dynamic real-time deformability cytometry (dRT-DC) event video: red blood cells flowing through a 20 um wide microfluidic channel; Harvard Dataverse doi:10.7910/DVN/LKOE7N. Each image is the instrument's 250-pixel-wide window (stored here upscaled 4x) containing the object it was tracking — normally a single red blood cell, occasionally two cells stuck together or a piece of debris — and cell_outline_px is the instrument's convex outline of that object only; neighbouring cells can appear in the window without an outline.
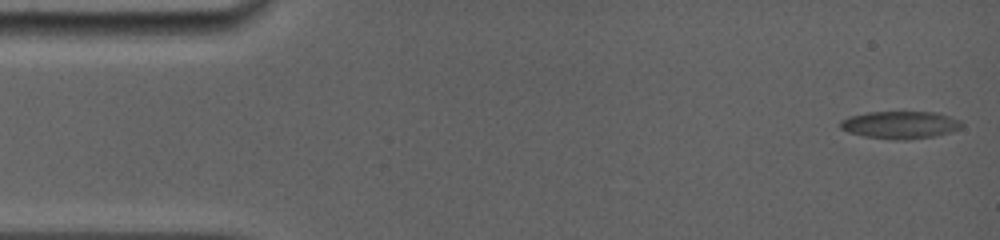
{"species": "common noctule bat (a hibernating species)", "species_latin": "Nyctalus noctula", "temperature_condition": "room temperature", "stored_images_in_passage": 32, "camera_frame_rate_fps": 5000, "um_per_image_px": 0.085, "animal": {"sex": "female", "body_mass_g": 19.0, "forearm_length_mm": 56.7}, "frame": {"image": 1, "passage_image": 1, "time_ms": 0.0, "image_size_px": [1000, 240], "cell_outline_px": [[964, 124], [960, 128], [936, 136], [908, 140], [892, 140], [864, 136], [848, 132], [840, 128], [840, 120], [848, 116], [868, 112], [936, 112], [960, 120]], "centroid_in_image_um": [76.49, 10.62], "position_along_channel_um": 8.5, "area_um2": 19.59}}
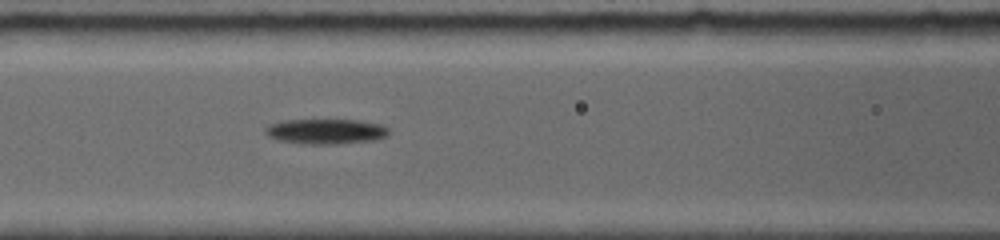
{"frame": {"image": 2, "passage_image": 14, "time_ms": 6.4, "image_size_px": [1000, 240], "cell_outline_px": [[388, 136], [372, 140], [340, 144], [304, 144], [276, 140], [268, 136], [264, 132], [264, 128], [268, 124], [284, 120], [360, 120], [380, 124], [388, 128]], "centroid_in_image_um": [27.65, 11.17], "position_along_channel_um": 139.0, "area_um2": 18.26}}
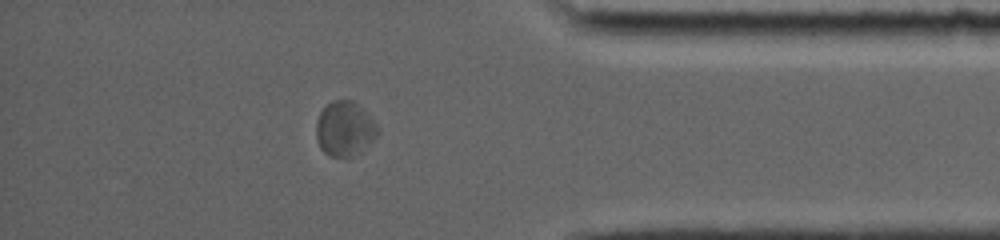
{"frame": {"image": 3, "passage_image": 28, "time_ms": 13.6, "image_size_px": [1000, 240], "cell_outline_px": [[380, 132], [372, 140], [352, 156], [328, 156], [320, 148], [316, 136], [316, 120], [320, 112], [332, 100], [352, 100], [364, 108], [372, 116], [380, 128]], "centroid_in_image_um": [29.31, 10.9], "position_along_channel_um": 405.9, "area_um2": 19.65}, "authors_computed_cell_mechanics": {"area_um2": 18.4671, "velocity_mm_per_s": 3.8631, "shape_relaxation_time_tau1_ms": 2.6333, "shape_relaxation_time_tau2_ms": 6.2865, "deformation_change_tau1": 0.1356, "deformation_change_tau2": 0.0815}}